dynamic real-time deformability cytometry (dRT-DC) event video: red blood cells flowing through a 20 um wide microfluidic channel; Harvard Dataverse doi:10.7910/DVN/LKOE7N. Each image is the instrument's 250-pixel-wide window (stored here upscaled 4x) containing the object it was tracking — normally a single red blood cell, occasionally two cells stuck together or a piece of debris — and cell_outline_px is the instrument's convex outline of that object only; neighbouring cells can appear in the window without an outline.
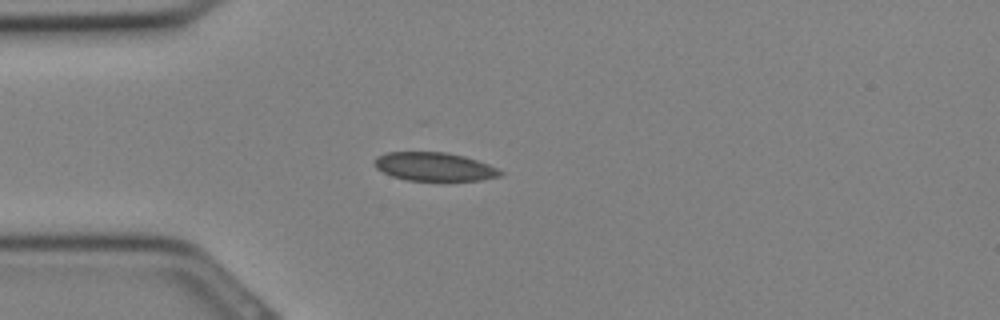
{"species": "Egyptian fruit bat (a non-hibernating species)", "species_latin": "Rousettus aegyptiacus", "temperature_condition": "cold", "stored_images_in_passage": 4, "camera_frame_rate_fps": 3000, "um_per_image_px": 0.085, "animal": {"sex": "female"}, "frame": {"image": 1, "passage_image": 1, "time_ms": 0.0, "image_size_px": [1000, 320], "cell_outline_px": [[504, 172], [500, 176], [480, 180], [408, 180], [392, 176], [376, 168], [372, 160], [376, 156], [384, 152], [448, 152], [464, 156], [488, 164]], "centroid_in_image_um": [36.87, 14.15], "position_along_channel_um": 48.1, "area_um2": 20.87}}
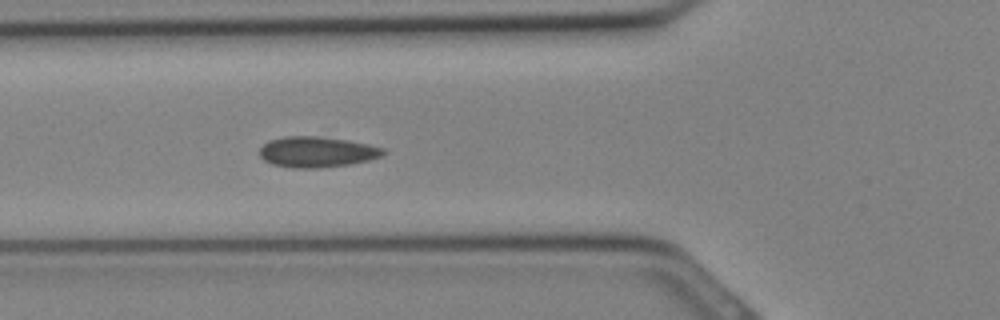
{"frame": {"image": 2, "passage_image": 4, "time_ms": 1.0, "image_size_px": [1000, 320], "cell_outline_px": [[388, 152], [380, 156], [368, 160], [348, 164], [316, 168], [292, 168], [272, 164], [264, 160], [260, 156], [260, 148], [268, 140], [284, 136], [320, 136], [348, 140], [368, 144], [384, 148]], "centroid_in_image_um": [26.92, 12.9], "position_along_channel_um": 98.9, "area_um2": 22.14}}